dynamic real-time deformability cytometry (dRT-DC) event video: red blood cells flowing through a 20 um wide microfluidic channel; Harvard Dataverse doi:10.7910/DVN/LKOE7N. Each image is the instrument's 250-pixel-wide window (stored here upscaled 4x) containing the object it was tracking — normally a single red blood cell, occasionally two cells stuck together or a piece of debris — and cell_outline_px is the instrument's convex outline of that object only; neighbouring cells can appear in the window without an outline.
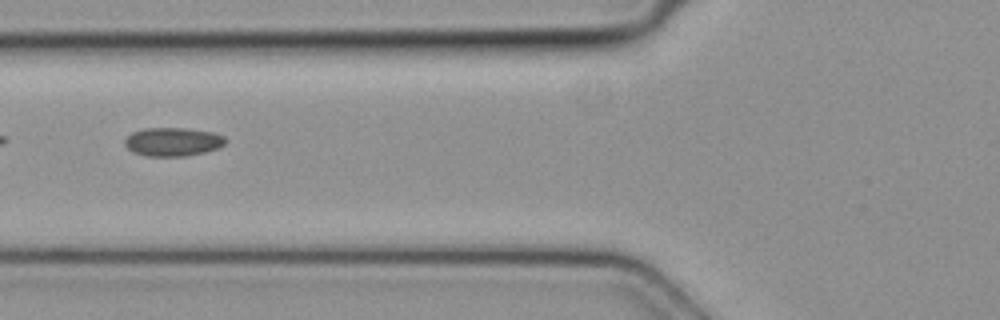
{"species": "common noctule bat (a hibernating species)", "species_latin": "Nyctalus noctula", "temperature_condition": "cold", "stored_images_in_passage": 3, "camera_frame_rate_fps": 3000, "um_per_image_px": 0.085, "animal": {"sex": "female", "body_mass_g": 19.3, "forearm_length_mm": 54.1}, "frame": {"image": 1, "passage_image": 3, "time_ms": 0.667, "image_size_px": [1000, 320], "cell_outline_px": [[228, 140], [224, 144], [216, 148], [204, 152], [184, 156], [148, 156], [132, 152], [124, 144], [124, 140], [132, 132], [144, 128], [184, 128], [212, 132], [224, 136]], "centroid_in_image_um": [14.67, 12.05], "position_along_channel_um": 111.1, "area_um2": 16.7}}